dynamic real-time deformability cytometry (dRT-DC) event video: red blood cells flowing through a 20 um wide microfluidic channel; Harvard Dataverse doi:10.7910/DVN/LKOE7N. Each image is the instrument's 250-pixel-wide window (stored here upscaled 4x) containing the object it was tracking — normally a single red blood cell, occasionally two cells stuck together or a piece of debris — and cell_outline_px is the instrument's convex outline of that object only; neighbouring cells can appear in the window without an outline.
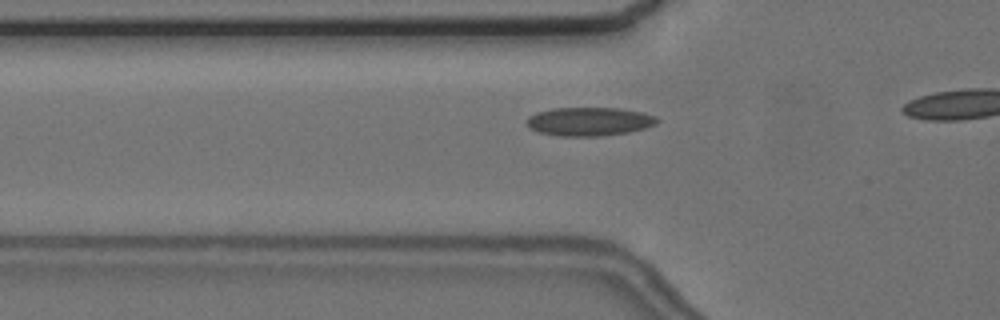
{"species": "common noctule bat (a hibernating species)", "species_latin": "Nyctalus noctula", "temperature_condition": "cold", "stored_images_in_passage": 16, "camera_frame_rate_fps": 3000, "um_per_image_px": 0.085, "animal": {"sex": "female", "body_mass_g": 24.6, "forearm_length_mm": 56.2}, "frame": {"image": 1, "passage_image": 10, "time_ms": 3.0, "image_size_px": [1000, 320], "cell_outline_px": [[660, 120], [656, 124], [644, 128], [628, 132], [604, 136], [560, 136], [540, 132], [528, 128], [528, 116], [536, 112], [552, 108], [620, 108], [640, 112], [656, 116]], "centroid_in_image_um": [50.09, 10.33], "position_along_channel_um": 75.7, "area_um2": 21.73}}
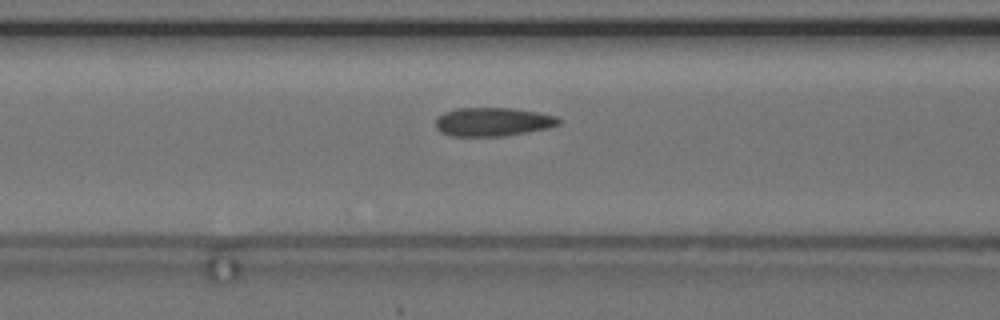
{"frame": {"image": 2, "passage_image": 14, "time_ms": 4.333, "image_size_px": [1000, 320], "cell_outline_px": [[564, 120], [560, 124], [548, 128], [504, 136], [452, 136], [440, 132], [436, 128], [436, 116], [444, 112], [456, 108], [512, 108], [536, 112], [556, 116]], "centroid_in_image_um": [41.89, 10.35], "position_along_channel_um": 124.7, "area_um2": 20.69}}